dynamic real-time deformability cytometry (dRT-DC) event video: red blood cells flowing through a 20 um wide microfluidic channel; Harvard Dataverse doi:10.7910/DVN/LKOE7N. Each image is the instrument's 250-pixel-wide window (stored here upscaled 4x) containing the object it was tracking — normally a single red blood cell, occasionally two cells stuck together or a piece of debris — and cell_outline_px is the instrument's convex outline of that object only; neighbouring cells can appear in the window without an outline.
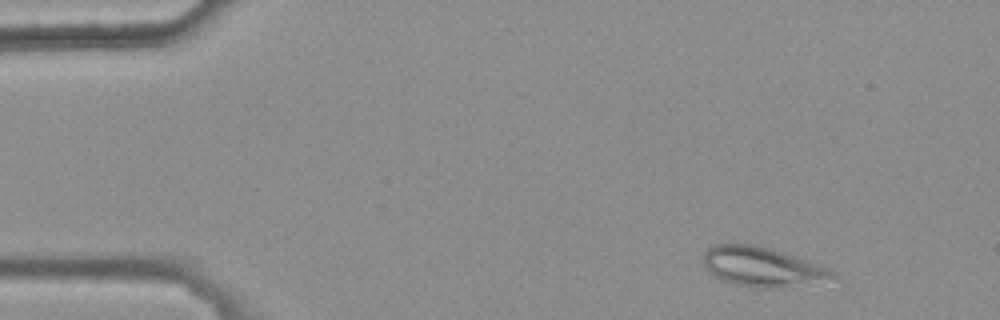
{"species": "common noctule bat (a hibernating species)", "species_latin": "Nyctalus noctula", "temperature_condition": "warm", "stored_images_in_passage": 5, "camera_frame_rate_fps": 3000, "um_per_image_px": 0.085, "animal": {"sex": "female", "body_mass_g": 25.1}, "frame": {"image": 1, "passage_image": 1, "time_ms": 0.0, "image_size_px": [1000, 320], "cell_outline_px": [[840, 292], [756, 288], [736, 284], [720, 280], [704, 268], [704, 252], [708, 248], [716, 244], [732, 240], [756, 244], [772, 248], [784, 252], [836, 272], [840, 280]], "centroid_in_image_um": [65.19, 22.81], "position_along_channel_um": 19.8, "area_um2": 33.7}}